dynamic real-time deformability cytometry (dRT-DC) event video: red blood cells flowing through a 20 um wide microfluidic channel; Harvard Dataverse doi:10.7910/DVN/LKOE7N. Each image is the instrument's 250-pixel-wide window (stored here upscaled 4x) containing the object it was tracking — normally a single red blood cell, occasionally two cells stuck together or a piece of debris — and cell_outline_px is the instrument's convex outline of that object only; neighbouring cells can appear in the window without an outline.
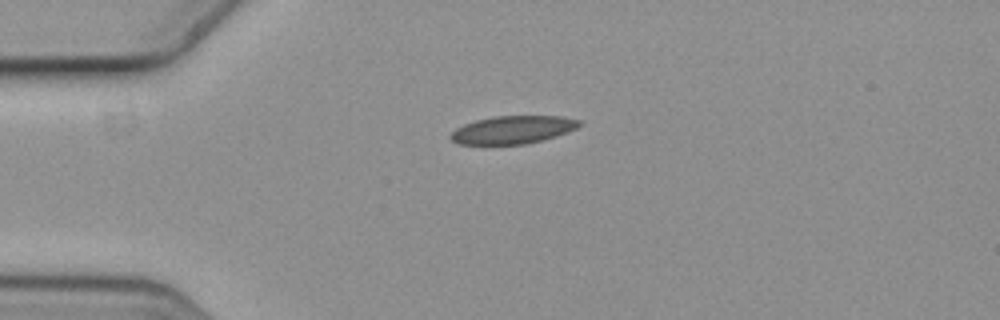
{"species": "common noctule bat (a hibernating species)", "species_latin": "Nyctalus noctula", "temperature_condition": "cold", "stored_images_in_passage": 2, "camera_frame_rate_fps": 3000, "um_per_image_px": 0.085, "animal": {"sex": "female", "body_mass_g": 19.3, "forearm_length_mm": 54.1}, "frame": {"image": 1, "passage_image": 1, "time_ms": 0.0, "image_size_px": [1000, 320], "cell_outline_px": [[584, 124], [568, 132], [544, 140], [528, 144], [456, 144], [448, 136], [456, 128], [464, 124], [476, 120], [496, 116], [564, 116], [580, 120]], "centroid_in_image_um": [43.62, 11.03], "position_along_channel_um": 41.4, "area_um2": 21.1}}